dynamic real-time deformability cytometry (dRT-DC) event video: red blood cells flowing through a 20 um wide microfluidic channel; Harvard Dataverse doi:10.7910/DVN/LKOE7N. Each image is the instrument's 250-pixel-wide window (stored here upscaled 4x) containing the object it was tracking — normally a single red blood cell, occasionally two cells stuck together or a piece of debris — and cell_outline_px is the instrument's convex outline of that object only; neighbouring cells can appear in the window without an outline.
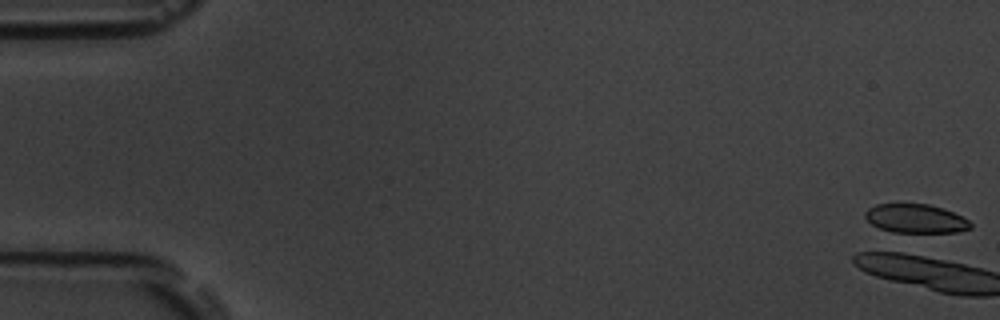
{"species": "common noctule bat (a hibernating species)", "species_latin": "Nyctalus noctula", "temperature_condition": "room temperature", "stored_images_in_passage": 1, "camera_frame_rate_fps": 3000, "um_per_image_px": 0.085, "animal": {"sex": "male", "body_mass_g": 19.5, "forearm_length_mm": 54.6}, "frame": {"image": 1, "passage_image": 1, "time_ms": 0.0, "image_size_px": [1000, 320], "cell_outline_px": [[972, 228], [960, 232], [904, 236], [900, 236], [880, 228], [872, 224], [864, 216], [864, 212], [868, 208], [876, 204], [928, 204], [944, 208], [968, 220], [972, 224]], "centroid_in_image_um": [77.84, 18.65], "position_along_channel_um": 7.2, "area_um2": 18.79}}